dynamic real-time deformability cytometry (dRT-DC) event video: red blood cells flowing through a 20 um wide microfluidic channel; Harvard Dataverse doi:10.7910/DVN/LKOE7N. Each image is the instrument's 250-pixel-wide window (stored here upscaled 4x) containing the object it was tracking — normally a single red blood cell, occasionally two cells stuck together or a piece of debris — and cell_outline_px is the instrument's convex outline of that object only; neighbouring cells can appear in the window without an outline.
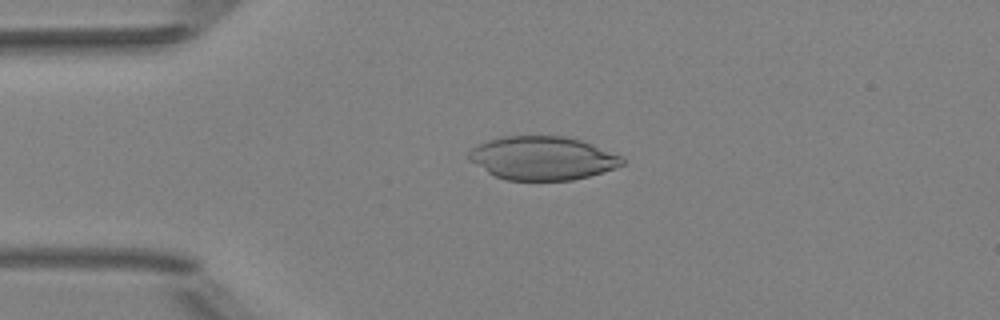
{"species": "Egyptian fruit bat (a non-hibernating species)", "species_latin": "Rousettus aegyptiacus", "temperature_condition": "room temperature", "stored_images_in_passage": 51, "camera_frame_rate_fps": 3000, "um_per_image_px": 0.085, "animal": {"sex": "female"}, "frame": {"image": 1, "passage_image": 12, "time_ms": 3.667, "image_size_px": [1000, 320], "cell_outline_px": [[624, 164], [616, 168], [588, 176], [572, 180], [504, 180], [488, 172], [468, 160], [468, 152], [476, 144], [488, 140], [504, 136], [564, 136], [580, 140], [620, 156], [624, 160]], "centroid_in_image_um": [46.06, 13.44], "position_along_channel_um": 38.9, "area_um2": 38.67}}
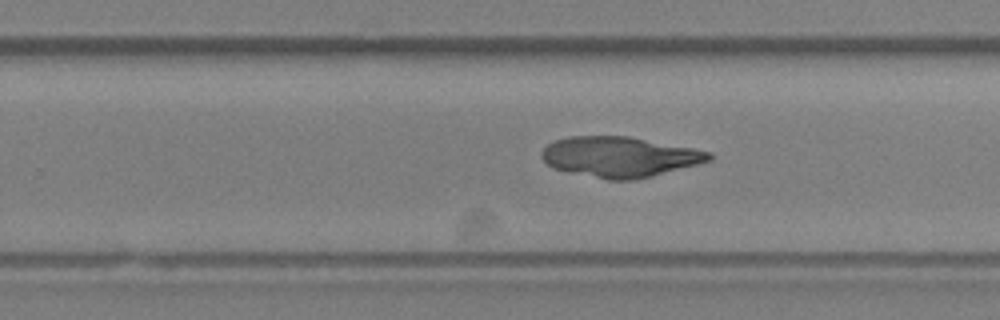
{"frame": {"image": 2, "passage_image": 32, "time_ms": 10.333, "image_size_px": [1000, 320], "cell_outline_px": [[712, 160], [652, 176], [636, 180], [608, 180], [552, 168], [540, 156], [540, 152], [548, 144], [556, 140], [568, 136], [628, 136], [692, 148], [712, 152]], "centroid_in_image_um": [52.66, 13.33], "position_along_channel_um": 277.1, "area_um2": 39.25}}
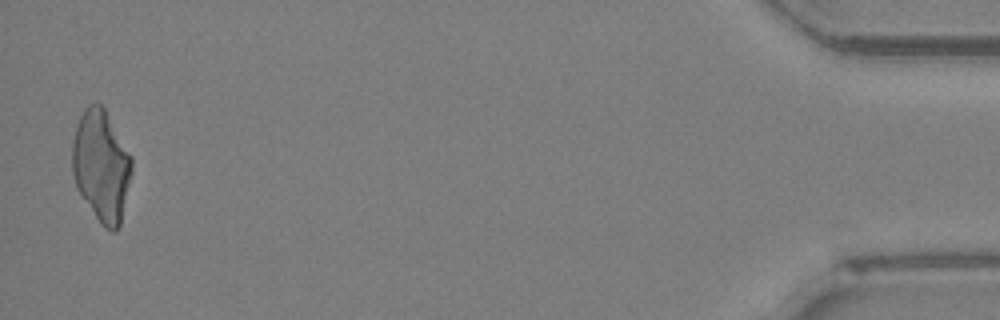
{"frame": {"image": 3, "passage_image": 50, "time_ms": 16.333, "image_size_px": [1000, 320], "cell_outline_px": [[132, 172], [120, 228], [116, 232], [112, 232], [104, 228], [100, 224], [76, 188], [72, 176], [72, 144], [76, 128], [80, 116], [84, 108], [88, 104], [100, 104], [104, 108], [132, 156]], "centroid_in_image_um": [8.61, 14.14], "position_along_channel_um": 426.6, "area_um2": 38.96}}